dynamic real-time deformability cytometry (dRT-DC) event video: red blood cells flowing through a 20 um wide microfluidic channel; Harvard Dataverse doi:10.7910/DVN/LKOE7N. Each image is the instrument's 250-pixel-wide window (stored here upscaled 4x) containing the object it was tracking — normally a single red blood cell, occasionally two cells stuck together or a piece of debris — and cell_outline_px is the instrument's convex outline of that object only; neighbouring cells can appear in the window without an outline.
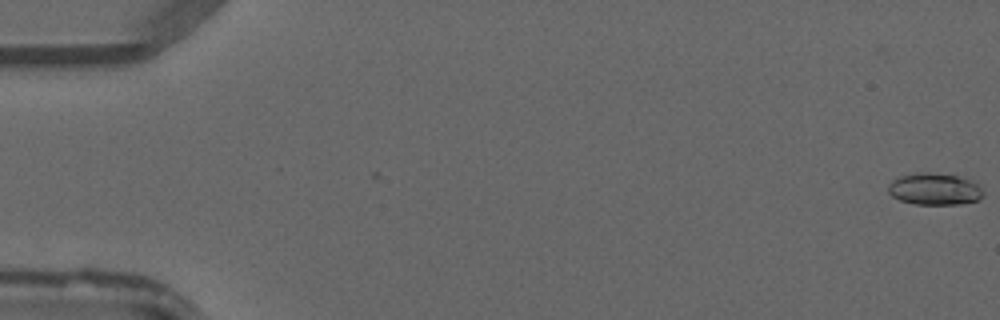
{"species": "common noctule bat (a hibernating species)", "species_latin": "Nyctalus noctula", "temperature_condition": "warm", "stored_images_in_passage": 31, "camera_frame_rate_fps": 3000, "um_per_image_px": 0.085, "animal": {"sex": "male", "forearm_length_mm": 52.5}, "frame": {"image": 1, "passage_image": 1, "time_ms": 0.0, "image_size_px": [1000, 320], "cell_outline_px": [[984, 196], [976, 200], [960, 204], [916, 204], [900, 200], [892, 196], [888, 192], [888, 184], [892, 180], [900, 176], [916, 172], [928, 172], [956, 176], [968, 180], [976, 184], [984, 192]], "centroid_in_image_um": [79.39, 16.07], "position_along_channel_um": 5.6, "area_um2": 17.46}}
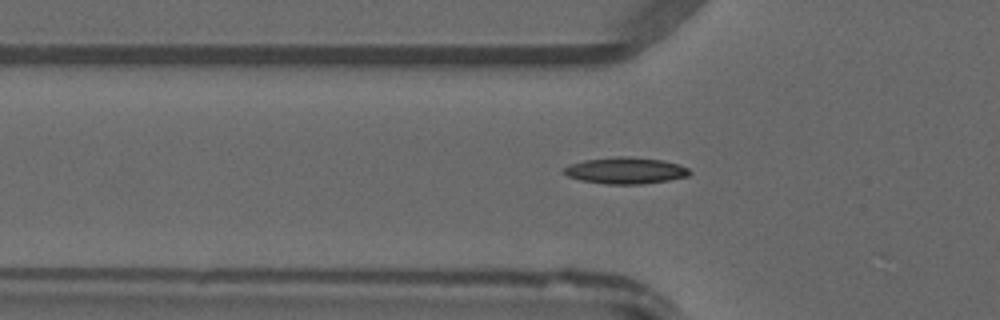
{"frame": {"image": 2, "passage_image": 17, "time_ms": 5.333, "image_size_px": [1000, 320], "cell_outline_px": [[692, 172], [688, 176], [668, 180], [640, 184], [608, 184], [580, 180], [568, 176], [564, 172], [564, 168], [568, 164], [584, 160], [616, 156], [628, 156], [664, 160], [680, 164], [688, 168]], "centroid_in_image_um": [53.19, 14.48], "position_along_channel_um": 72.6, "area_um2": 19.48}}
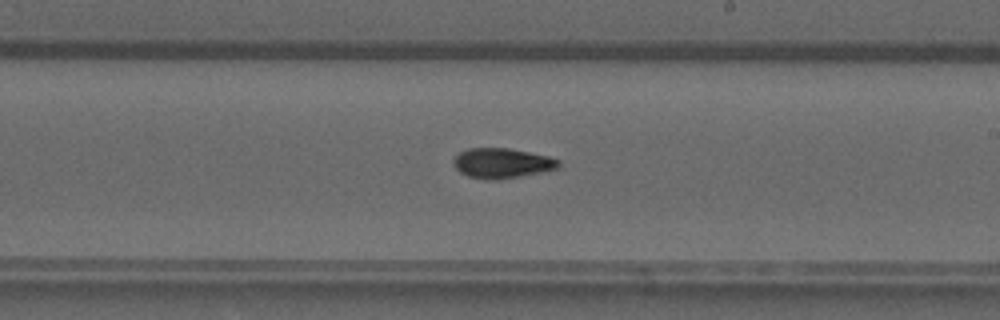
{"frame": {"image": 3, "passage_image": 29, "time_ms": 9.333, "image_size_px": [1000, 320], "cell_outline_px": [[560, 164], [556, 168], [540, 172], [496, 180], [488, 180], [468, 176], [460, 172], [452, 164], [452, 160], [460, 152], [468, 148], [508, 148], [548, 156], [560, 160]], "centroid_in_image_um": [42.62, 13.86], "position_along_channel_um": 246.4, "area_um2": 18.21}}